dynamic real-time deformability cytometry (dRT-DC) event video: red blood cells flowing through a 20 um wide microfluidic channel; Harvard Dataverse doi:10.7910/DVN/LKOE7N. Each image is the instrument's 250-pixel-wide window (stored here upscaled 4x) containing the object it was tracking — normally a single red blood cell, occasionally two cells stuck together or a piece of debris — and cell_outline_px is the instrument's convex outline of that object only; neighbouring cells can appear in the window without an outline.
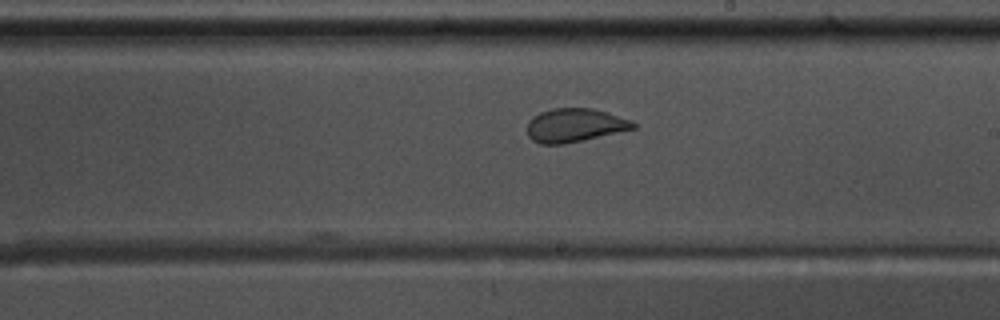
{"species": "common noctule bat (a hibernating species)", "species_latin": "Nyctalus noctula", "temperature_condition": "warm", "stored_images_in_passage": 25, "camera_frame_rate_fps": 3000, "um_per_image_px": 0.085, "animal": {"sex": "male", "body_mass_g": 17.5, "forearm_length_mm": 52.3}, "frame": {"image": 1, "passage_image": 19, "time_ms": 6.0, "image_size_px": [1000, 320], "cell_outline_px": [[636, 128], [564, 144], [540, 144], [532, 140], [528, 136], [528, 120], [532, 116], [540, 112], [552, 108], [592, 108], [632, 120], [636, 124]], "centroid_in_image_um": [48.82, 10.64], "position_along_channel_um": 240.2, "area_um2": 20.69}}